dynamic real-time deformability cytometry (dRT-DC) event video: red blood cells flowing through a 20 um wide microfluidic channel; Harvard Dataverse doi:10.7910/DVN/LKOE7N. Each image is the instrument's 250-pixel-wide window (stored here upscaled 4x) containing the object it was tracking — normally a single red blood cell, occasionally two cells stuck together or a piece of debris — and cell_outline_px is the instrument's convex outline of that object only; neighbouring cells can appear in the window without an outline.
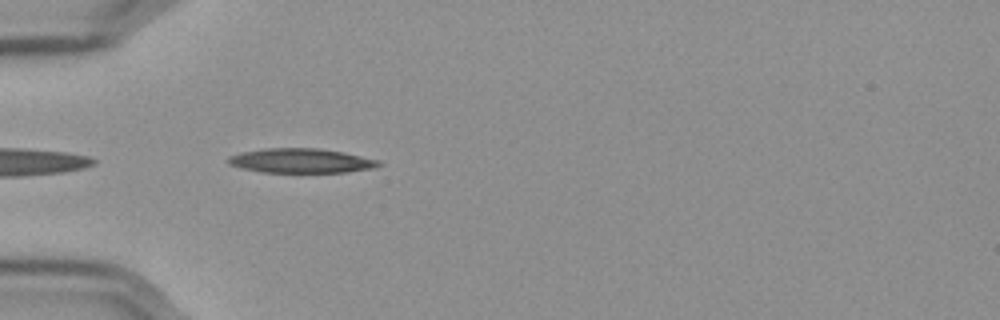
{"species": "Egyptian fruit bat (a non-hibernating species)", "species_latin": "Rousettus aegyptiacus", "temperature_condition": "cold", "stored_images_in_passage": 18, "camera_frame_rate_fps": 3000, "um_per_image_px": 0.085, "frame": {"image": 1, "passage_image": 3, "time_ms": 0.667, "image_size_px": [1000, 320], "cell_outline_px": [[384, 164], [372, 168], [344, 172], [260, 172], [228, 164], [228, 156], [240, 152], [264, 148], [320, 148], [344, 152], [380, 160]], "centroid_in_image_um": [25.6, 13.65], "position_along_channel_um": 59.4, "area_um2": 21.5}}
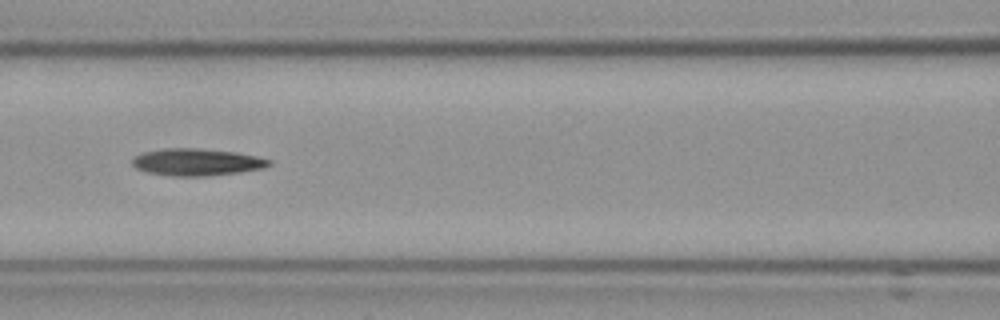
{"frame": {"image": 2, "passage_image": 11, "time_ms": 3.333, "image_size_px": [1000, 320], "cell_outline_px": [[272, 164], [264, 168], [240, 172], [204, 176], [172, 176], [148, 172], [136, 168], [132, 164], [132, 160], [136, 156], [144, 152], [164, 148], [196, 148], [236, 152], [256, 156], [272, 160]], "centroid_in_image_um": [16.75, 13.78], "position_along_channel_um": 149.8, "area_um2": 21.5}}